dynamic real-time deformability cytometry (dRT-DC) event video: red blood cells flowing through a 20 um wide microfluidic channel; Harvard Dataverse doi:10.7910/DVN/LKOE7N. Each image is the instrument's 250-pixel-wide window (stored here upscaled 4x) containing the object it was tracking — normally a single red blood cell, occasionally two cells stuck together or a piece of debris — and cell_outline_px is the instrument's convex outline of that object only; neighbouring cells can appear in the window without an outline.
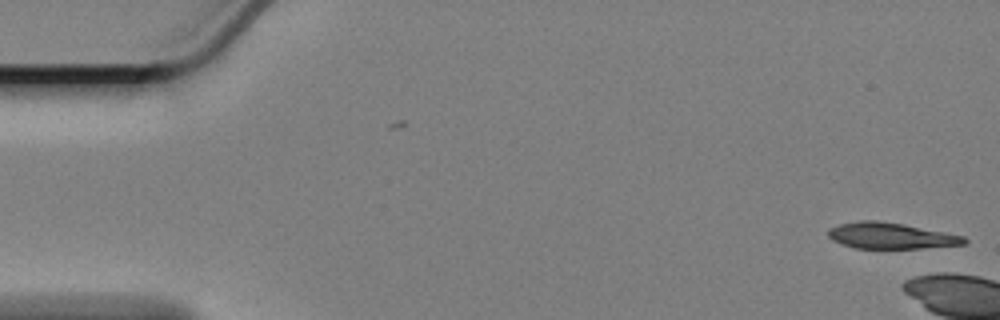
{"species": "Egyptian fruit bat (a non-hibernating species)", "species_latin": "Rousettus aegyptiacus", "temperature_condition": "cold", "stored_images_in_passage": 2, "camera_frame_rate_fps": 3000, "um_per_image_px": 0.085, "animal": {"sex": "female"}, "frame": {"image": 1, "passage_image": 2, "time_ms": 0.333, "image_size_px": [1000, 320], "cell_outline_px": [[968, 240], [964, 244], [920, 248], [856, 248], [840, 244], [832, 240], [828, 236], [828, 228], [840, 224], [860, 220], [876, 220], [904, 224], [964, 236]], "centroid_in_image_um": [75.67, 20.03], "position_along_channel_um": 9.3, "area_um2": 20.58}}